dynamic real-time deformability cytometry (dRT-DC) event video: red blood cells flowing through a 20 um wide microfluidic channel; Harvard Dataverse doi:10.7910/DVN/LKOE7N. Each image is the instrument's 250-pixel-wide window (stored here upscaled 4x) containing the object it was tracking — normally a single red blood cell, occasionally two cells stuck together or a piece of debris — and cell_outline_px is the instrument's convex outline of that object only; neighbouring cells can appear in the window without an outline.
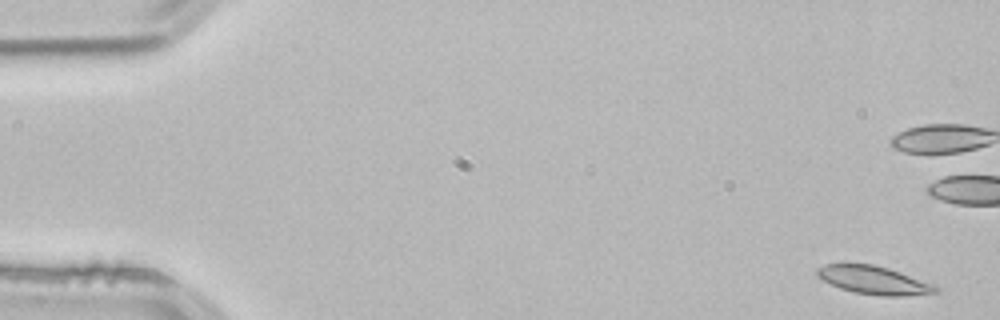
{"species": "common noctule bat (a hibernating species)", "species_latin": "Nyctalus noctula", "temperature_condition": "room temperature", "stored_images_in_passage": 4, "camera_frame_rate_fps": 3000, "um_per_image_px": 0.085, "animal": {"sex": "male", "body_mass_g": 21.5, "forearm_length_mm": 52.0}, "frame": {"image": 1, "passage_image": 1, "time_ms": 0.0, "image_size_px": [1000, 320], "cell_outline_px": [[940, 288], [936, 292], [904, 296], [880, 296], [852, 292], [840, 288], [820, 280], [816, 276], [816, 268], [824, 264], [872, 264], [888, 268], [936, 284]], "centroid_in_image_um": [74.25, 23.82], "position_along_channel_um": 10.8, "area_um2": 19.71}}